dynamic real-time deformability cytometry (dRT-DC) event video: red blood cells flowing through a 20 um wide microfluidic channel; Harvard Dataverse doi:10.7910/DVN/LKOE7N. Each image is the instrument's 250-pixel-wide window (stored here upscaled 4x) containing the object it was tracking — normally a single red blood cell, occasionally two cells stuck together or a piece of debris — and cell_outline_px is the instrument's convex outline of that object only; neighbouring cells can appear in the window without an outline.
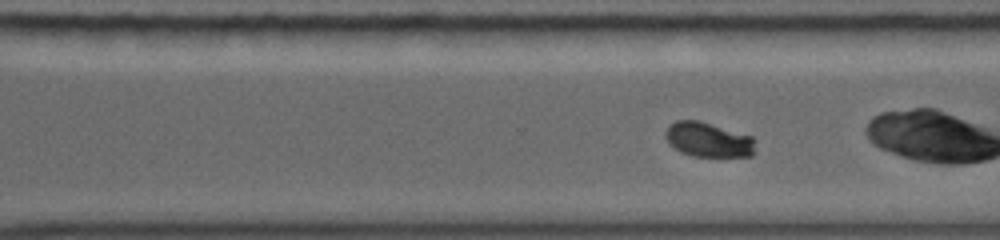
{"species": "common noctule bat (a hibernating species)", "species_latin": "Nyctalus noctula", "temperature_condition": "warm", "stored_images_in_passage": 21, "camera_frame_rate_fps": 5000, "um_per_image_px": 0.085, "animal": {"sex": "female", "body_mass_g": 19.0, "forearm_length_mm": 56.7}, "frame": {"image": 1, "passage_image": 15, "time_ms": 6.0, "image_size_px": [1000, 240], "cell_outline_px": [[756, 152], [752, 156], [692, 156], [680, 152], [668, 144], [664, 136], [664, 132], [668, 124], [676, 120], [700, 120], [752, 136], [756, 140]], "centroid_in_image_um": [60.19, 11.87], "position_along_channel_um": 310.4, "area_um2": 18.67}}